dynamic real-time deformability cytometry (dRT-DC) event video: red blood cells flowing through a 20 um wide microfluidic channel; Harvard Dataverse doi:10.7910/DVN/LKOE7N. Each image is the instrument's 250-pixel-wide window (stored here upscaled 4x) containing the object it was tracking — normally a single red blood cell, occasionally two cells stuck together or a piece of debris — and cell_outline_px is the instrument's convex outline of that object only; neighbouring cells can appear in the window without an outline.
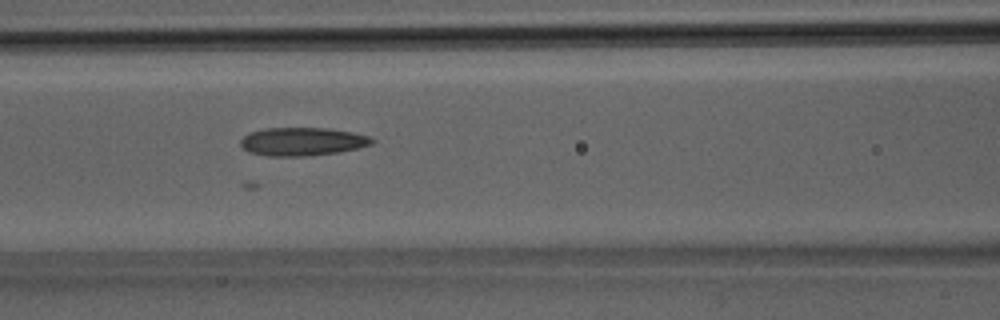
{"species": "Egyptian fruit bat (a non-hibernating species)", "species_latin": "Rousettus aegyptiacus", "temperature_condition": "room temperature", "stored_images_in_passage": 37, "camera_frame_rate_fps": 3000, "um_per_image_px": 0.085, "animal": {"sex": "male"}, "frame": {"image": 1, "passage_image": 16, "time_ms": 5.0, "image_size_px": [1000, 320], "cell_outline_px": [[376, 140], [372, 144], [340, 152], [308, 156], [268, 156], [248, 152], [240, 144], [240, 140], [248, 132], [264, 128], [328, 128], [352, 132], [368, 136]], "centroid_in_image_um": [25.68, 12.03], "position_along_channel_um": 140.9, "area_um2": 21.73}}